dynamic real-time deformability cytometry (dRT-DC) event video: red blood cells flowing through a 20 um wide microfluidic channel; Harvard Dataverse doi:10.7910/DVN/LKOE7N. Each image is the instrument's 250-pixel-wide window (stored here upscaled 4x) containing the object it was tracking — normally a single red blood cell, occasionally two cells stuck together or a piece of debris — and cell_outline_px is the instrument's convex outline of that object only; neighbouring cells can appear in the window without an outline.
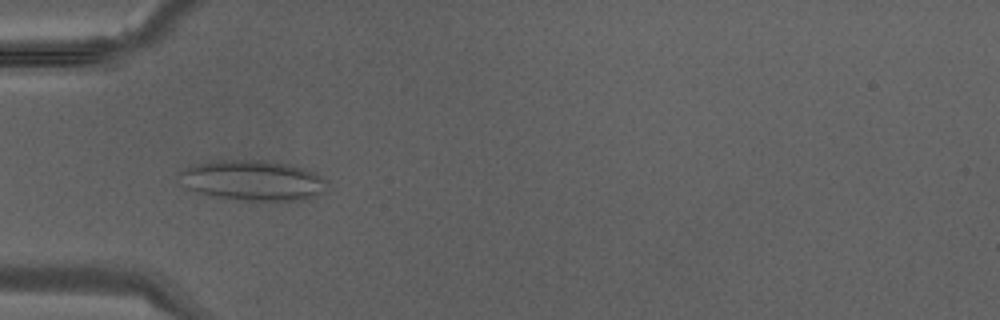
{"species": "Egyptian fruit bat (a non-hibernating species)", "species_latin": "Rousettus aegyptiacus", "temperature_condition": "warm", "stored_images_in_passage": 29, "camera_frame_rate_fps": 3000, "um_per_image_px": 0.085, "animal": {"sex": "male"}, "frame": {"image": 1, "passage_image": 5, "time_ms": 1.333, "image_size_px": [1000, 320], "cell_outline_px": [[328, 180], [324, 192], [316, 196], [304, 200], [272, 204], [208, 196], [196, 192], [180, 184], [176, 176], [184, 168], [196, 164], [212, 160], [264, 160], [292, 164], [316, 172]], "centroid_in_image_um": [21.51, 15.37], "position_along_channel_um": 63.5, "area_um2": 36.36}}
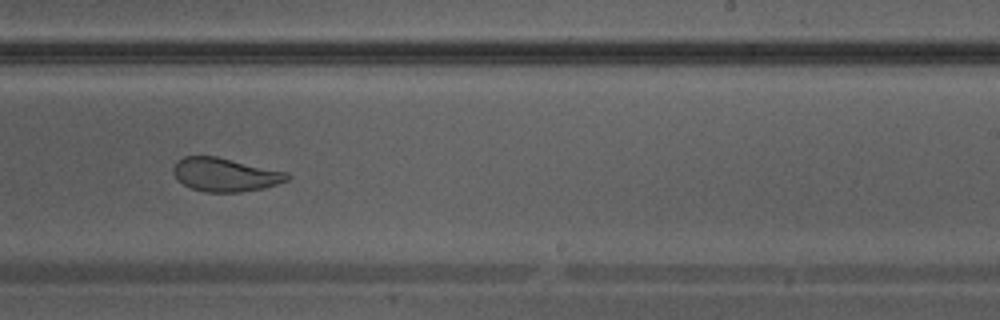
{"frame": {"image": 2, "passage_image": 17, "time_ms": 5.333, "image_size_px": [1000, 320], "cell_outline_px": [[292, 176], [288, 180], [264, 188], [240, 192], [204, 192], [192, 188], [176, 180], [172, 172], [172, 168], [176, 160], [184, 156], [216, 156], [288, 172]], "centroid_in_image_um": [19.11, 14.84], "position_along_channel_um": 269.9, "area_um2": 22.48}}